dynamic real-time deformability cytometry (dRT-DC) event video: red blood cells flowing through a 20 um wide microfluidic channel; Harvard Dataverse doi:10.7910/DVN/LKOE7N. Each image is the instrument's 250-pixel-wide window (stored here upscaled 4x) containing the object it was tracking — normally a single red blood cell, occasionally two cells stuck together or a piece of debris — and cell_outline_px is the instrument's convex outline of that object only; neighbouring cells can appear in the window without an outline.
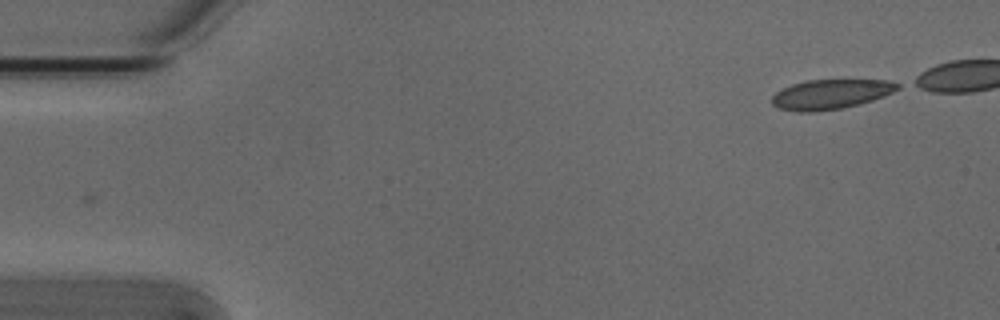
{"species": "Egyptian fruit bat (a non-hibernating species)", "species_latin": "Rousettus aegyptiacus", "temperature_condition": "cold", "stored_images_in_passage": 5, "camera_frame_rate_fps": 3000, "um_per_image_px": 0.085, "animal": {"sex": "male"}, "frame": {"image": 1, "passage_image": 5, "time_ms": 1.333, "image_size_px": [1000, 320], "cell_outline_px": [[900, 88], [884, 96], [872, 100], [840, 108], [816, 112], [796, 112], [780, 108], [772, 104], [772, 96], [776, 92], [792, 84], [808, 80], [888, 80], [900, 84]], "centroid_in_image_um": [70.6, 8.01], "position_along_channel_um": 14.4, "area_um2": 21.56}}